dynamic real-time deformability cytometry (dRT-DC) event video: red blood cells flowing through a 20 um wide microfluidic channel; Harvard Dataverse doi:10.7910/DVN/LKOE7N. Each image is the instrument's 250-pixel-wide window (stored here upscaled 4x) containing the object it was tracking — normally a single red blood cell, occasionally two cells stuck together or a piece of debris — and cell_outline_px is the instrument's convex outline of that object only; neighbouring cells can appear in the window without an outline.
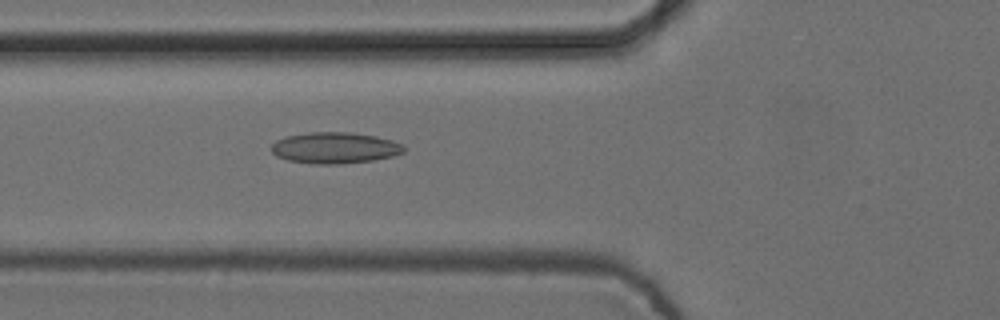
{"species": "common noctule bat (a hibernating species)", "species_latin": "Nyctalus noctula", "temperature_condition": "cold", "stored_images_in_passage": 54, "camera_frame_rate_fps": 3000, "um_per_image_px": 0.085, "animal": {"sex": "female", "body_mass_g": 24.6, "forearm_length_mm": 56.2}, "frame": {"image": 1, "passage_image": 20, "time_ms": 6.333, "image_size_px": [1000, 320], "cell_outline_px": [[404, 152], [392, 156], [372, 160], [340, 164], [312, 164], [288, 160], [276, 156], [272, 152], [272, 144], [276, 140], [288, 136], [308, 132], [348, 132], [376, 136], [392, 140], [400, 144], [404, 148]], "centroid_in_image_um": [28.44, 12.57], "position_along_channel_um": 97.4, "area_um2": 23.99}}
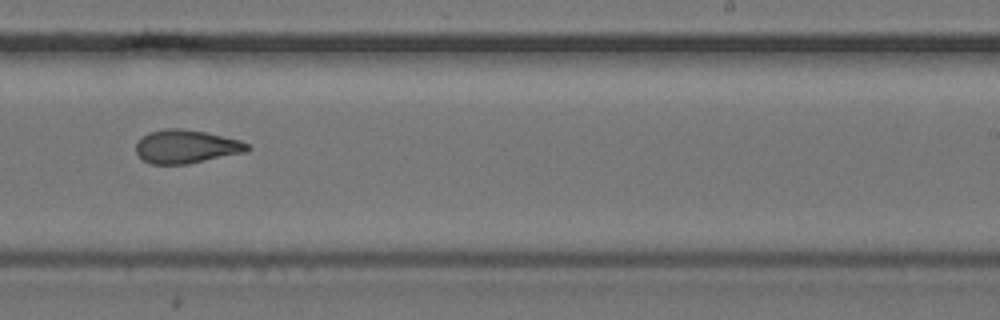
{"frame": {"image": 2, "passage_image": 34, "time_ms": 11.0, "image_size_px": [1000, 320], "cell_outline_px": [[252, 148], [248, 152], [188, 164], [152, 164], [144, 160], [136, 152], [136, 144], [148, 132], [168, 128], [180, 128], [208, 132], [240, 140], [248, 144]], "centroid_in_image_um": [15.89, 12.46], "position_along_channel_um": 273.1, "area_um2": 21.85}}
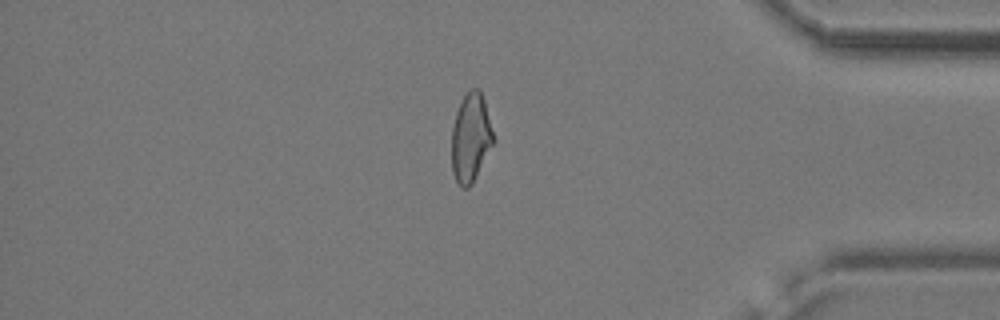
{"frame": {"image": 3, "passage_image": 46, "time_ms": 15.0, "image_size_px": [1000, 320], "cell_outline_px": [[496, 140], [472, 184], [468, 188], [460, 188], [452, 172], [452, 128], [456, 112], [464, 96], [472, 88], [480, 88], [484, 100]], "centroid_in_image_um": [40.03, 11.73], "position_along_channel_um": 395.2, "area_um2": 21.73}, "authors_computed_cell_mechanics": {"area_um2": 22.8021, "velocity_mm_per_s": 3.7618, "shape_relaxation_time_tau1_ms": null, "shape_relaxation_time_tau2_ms": 2.128, "deformation_change_tau1": null, "deformation_change_tau2": 0.0909}}